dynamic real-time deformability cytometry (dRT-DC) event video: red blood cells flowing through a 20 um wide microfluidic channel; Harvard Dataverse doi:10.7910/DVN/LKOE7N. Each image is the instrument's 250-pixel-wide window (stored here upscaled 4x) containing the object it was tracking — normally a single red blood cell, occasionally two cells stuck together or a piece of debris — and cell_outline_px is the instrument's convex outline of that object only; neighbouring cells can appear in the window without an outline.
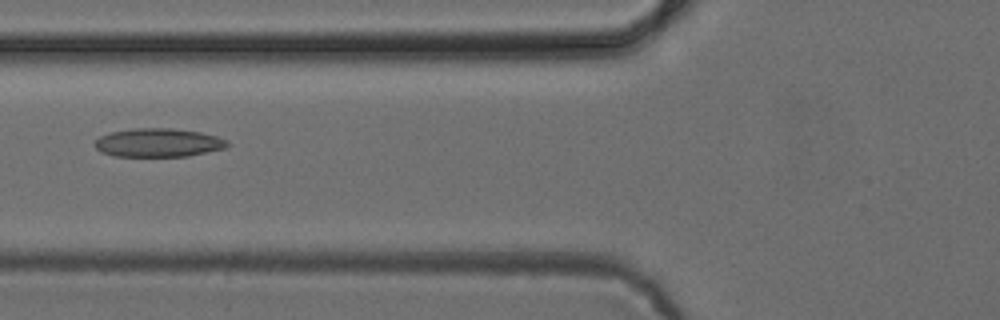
{"species": "common noctule bat (a hibernating species)", "species_latin": "Nyctalus noctula", "temperature_condition": "cold", "stored_images_in_passage": 6, "camera_frame_rate_fps": 3000, "um_per_image_px": 0.085, "animal": {"sex": "female", "body_mass_g": 24.6, "forearm_length_mm": 56.2}, "frame": {"image": 1, "passage_image": 6, "time_ms": 6.0, "image_size_px": [1000, 320], "cell_outline_px": [[232, 144], [224, 148], [188, 156], [112, 156], [100, 152], [96, 148], [96, 140], [100, 136], [112, 132], [136, 128], [172, 128], [200, 132], [216, 136], [228, 140]], "centroid_in_image_um": [13.48, 12.13], "position_along_channel_um": 112.3, "area_um2": 22.02}}